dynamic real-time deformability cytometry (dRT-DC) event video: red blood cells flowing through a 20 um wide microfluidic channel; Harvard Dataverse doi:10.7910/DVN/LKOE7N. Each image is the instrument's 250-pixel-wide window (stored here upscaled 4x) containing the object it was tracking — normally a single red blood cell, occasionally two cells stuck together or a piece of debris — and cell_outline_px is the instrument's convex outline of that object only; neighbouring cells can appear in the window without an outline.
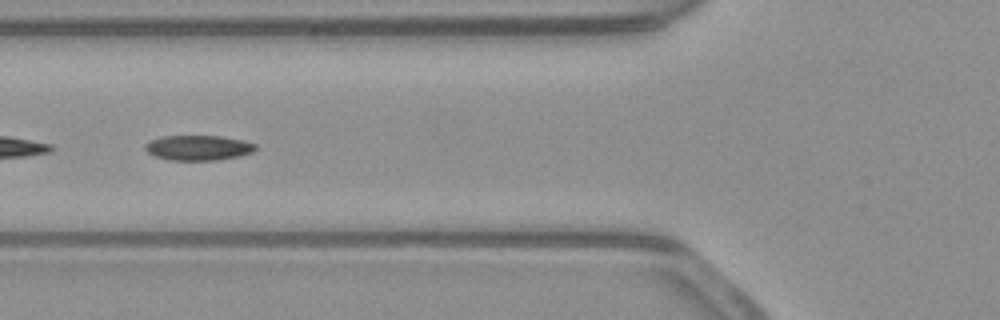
{"species": "common noctule bat (a hibernating species)", "species_latin": "Nyctalus noctula", "temperature_condition": "warm", "stored_images_in_passage": 39, "segment_of_instrument_passage": [2, 2], "camera_frame_rate_fps": 3000, "um_per_image_px": 0.085, "animal": {"sex": "male", "body_mass_g": 23.1, "forearm_length_mm": 52.7}, "frame": {"image": 1, "passage_image": 20, "time_ms": 6.333, "image_size_px": [1000, 320], "cell_outline_px": [[256, 148], [252, 152], [240, 156], [216, 160], [168, 160], [156, 156], [148, 152], [144, 148], [144, 144], [148, 140], [160, 136], [220, 136], [244, 140], [256, 144]], "centroid_in_image_um": [16.83, 12.55], "position_along_channel_um": 109.0, "area_um2": 16.24}}
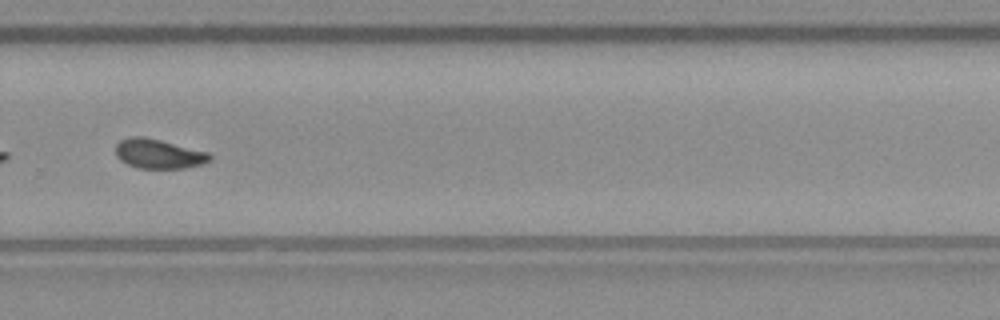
{"frame": {"image": 2, "passage_image": 36, "time_ms": 11.667, "image_size_px": [1000, 320], "cell_outline_px": [[212, 156], [208, 160], [200, 164], [188, 168], [140, 168], [128, 164], [120, 160], [116, 156], [116, 144], [120, 140], [128, 136], [144, 136], [208, 152]], "centroid_in_image_um": [13.44, 13.06], "position_along_channel_um": 316.4, "area_um2": 16.07}}